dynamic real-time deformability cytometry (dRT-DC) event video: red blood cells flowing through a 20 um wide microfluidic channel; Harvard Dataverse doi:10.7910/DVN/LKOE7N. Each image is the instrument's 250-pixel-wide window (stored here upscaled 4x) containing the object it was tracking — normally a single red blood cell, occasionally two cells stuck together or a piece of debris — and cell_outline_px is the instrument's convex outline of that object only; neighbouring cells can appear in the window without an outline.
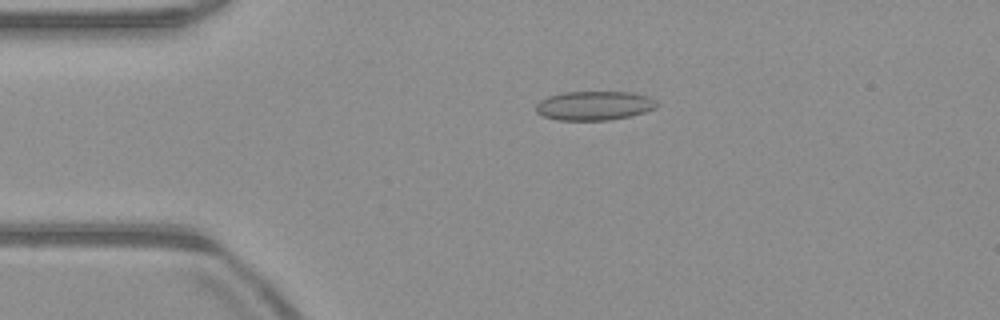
{"species": "common noctule bat (a hibernating species)", "species_latin": "Nyctalus noctula", "temperature_condition": "warm", "stored_images_in_passage": 51, "camera_frame_rate_fps": 3000, "um_per_image_px": 0.085, "animal": {"sex": "male", "body_mass_g": 23.1, "forearm_length_mm": 52.7}, "frame": {"image": 1, "passage_image": 11, "time_ms": 3.333, "image_size_px": [1000, 320], "cell_outline_px": [[656, 108], [644, 112], [628, 116], [608, 120], [556, 120], [544, 116], [536, 112], [536, 104], [540, 100], [548, 96], [564, 92], [632, 92], [648, 96], [656, 100]], "centroid_in_image_um": [50.49, 8.97], "position_along_channel_um": 34.5, "area_um2": 20.46}}
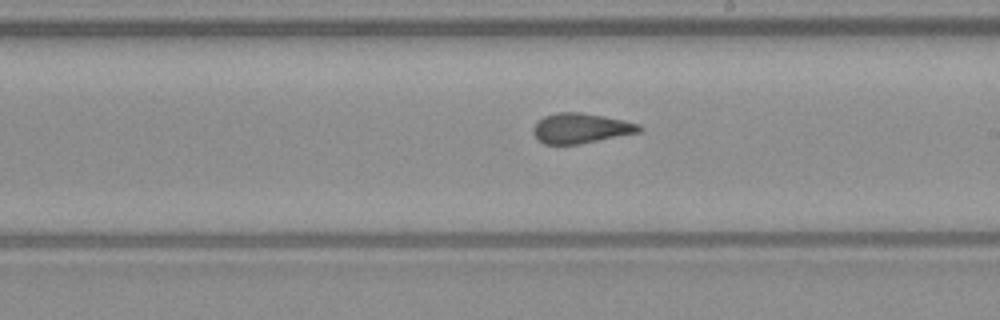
{"frame": {"image": 2, "passage_image": 29, "time_ms": 9.333, "image_size_px": [1000, 320], "cell_outline_px": [[644, 128], [640, 132], [580, 144], [544, 144], [532, 132], [532, 128], [544, 116], [556, 112], [580, 112], [604, 116], [624, 120], [640, 124]], "centroid_in_image_um": [49.4, 10.89], "position_along_channel_um": 239.6, "area_um2": 18.55}}
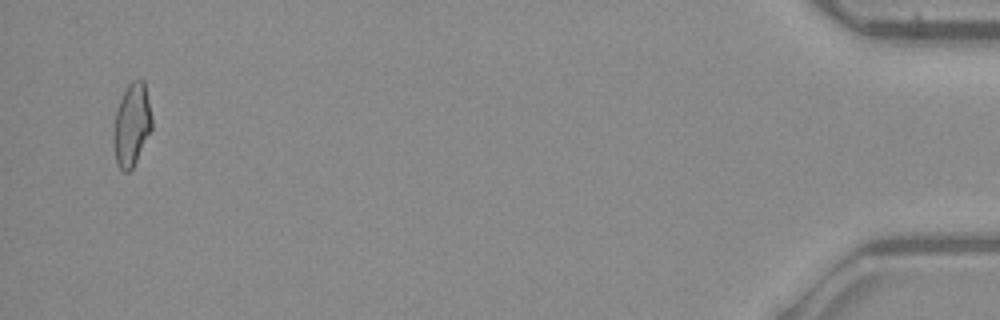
{"frame": {"image": 3, "passage_image": 50, "time_ms": 16.333, "image_size_px": [1000, 320], "cell_outline_px": [[152, 128], [132, 168], [128, 172], [124, 172], [116, 164], [112, 144], [112, 140], [116, 112], [120, 100], [128, 84], [132, 80], [144, 80], [152, 116]], "centroid_in_image_um": [11.18, 10.62], "position_along_channel_um": 424.0, "area_um2": 18.44}, "authors_computed_cell_mechanics": {"area_um2": 19.0162, "velocity_mm_per_s": 3.9942, "shape_relaxation_time_tau1_ms": 8.5629, "shape_relaxation_time_tau2_ms": 1.1939, "deformation_change_tau1": 0.1953, "deformation_change_tau2": 0.0975}}